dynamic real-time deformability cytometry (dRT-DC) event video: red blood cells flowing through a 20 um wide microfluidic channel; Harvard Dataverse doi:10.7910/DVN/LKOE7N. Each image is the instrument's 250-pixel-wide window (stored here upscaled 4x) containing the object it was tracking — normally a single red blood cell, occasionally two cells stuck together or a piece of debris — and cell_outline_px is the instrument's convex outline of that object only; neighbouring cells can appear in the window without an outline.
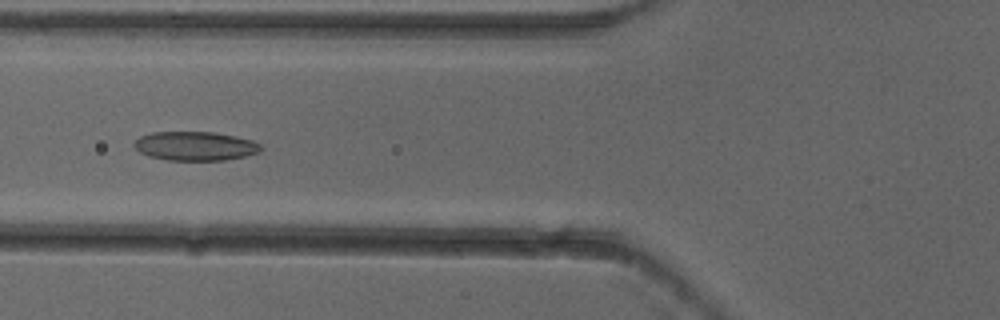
{"species": "common noctule bat (a hibernating species)", "species_latin": "Nyctalus noctula", "temperature_condition": "cold", "stored_images_in_passage": 2, "camera_frame_rate_fps": 3000, "um_per_image_px": 0.085, "animal": {"sex": "female"}, "frame": {"image": 1, "passage_image": 2, "time_ms": 0.333, "image_size_px": [1000, 320], "cell_outline_px": [[264, 148], [260, 152], [244, 156], [224, 160], [168, 160], [148, 156], [140, 152], [132, 144], [140, 136], [152, 132], [212, 132], [236, 136], [252, 140], [260, 144]], "centroid_in_image_um": [16.6, 12.41], "position_along_channel_um": 109.2, "area_um2": 21.44}}